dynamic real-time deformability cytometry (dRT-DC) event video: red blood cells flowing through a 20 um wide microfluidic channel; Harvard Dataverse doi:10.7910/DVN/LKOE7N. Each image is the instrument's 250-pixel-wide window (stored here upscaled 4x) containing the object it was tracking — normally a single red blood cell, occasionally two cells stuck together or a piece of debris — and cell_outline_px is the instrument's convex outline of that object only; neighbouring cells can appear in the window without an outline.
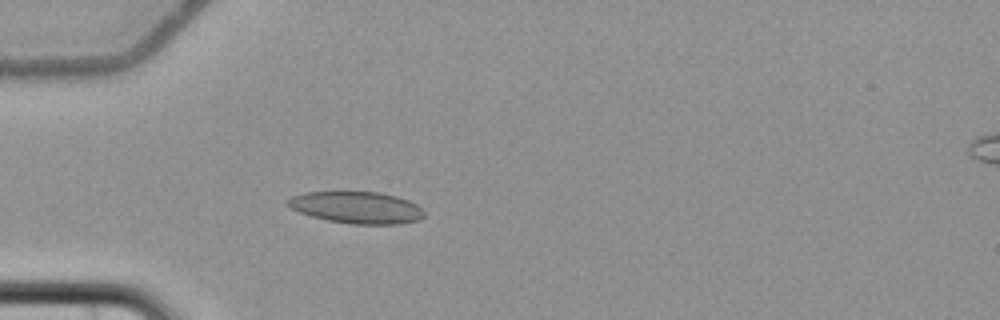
{"species": "common noctule bat (a hibernating species)", "species_latin": "Nyctalus noctula", "temperature_condition": "cold", "stored_images_in_passage": 5, "camera_frame_rate_fps": 3000, "um_per_image_px": 0.085, "animal": {"sex": "female", "body_mass_g": 22.7, "forearm_length_mm": 54.2}, "frame": {"image": 1, "passage_image": 5, "time_ms": 6.0, "image_size_px": [1000, 320], "cell_outline_px": [[424, 216], [420, 220], [400, 224], [352, 224], [328, 220], [312, 216], [300, 212], [284, 204], [284, 200], [292, 196], [304, 192], [380, 192], [396, 196], [408, 200], [424, 208]], "centroid_in_image_um": [30.33, 17.63], "position_along_channel_um": 54.7, "area_um2": 25.49}}